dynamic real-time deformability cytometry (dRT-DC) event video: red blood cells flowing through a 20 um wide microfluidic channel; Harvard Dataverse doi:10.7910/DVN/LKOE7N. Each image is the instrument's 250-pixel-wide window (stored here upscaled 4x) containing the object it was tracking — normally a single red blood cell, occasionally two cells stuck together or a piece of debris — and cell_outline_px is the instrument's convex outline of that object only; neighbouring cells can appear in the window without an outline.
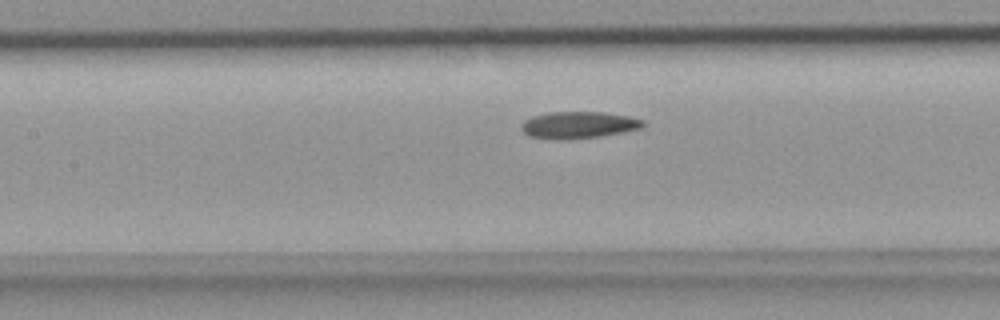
{"species": "common noctule bat (a hibernating species)", "species_latin": "Nyctalus noctula", "temperature_condition": "room temperature", "stored_images_in_passage": 8, "segment_of_instrument_passage": [2, 2], "camera_frame_rate_fps": 3000, "um_per_image_px": 0.085, "animal": {"sex": "female", "body_mass_g": 18.4}, "frame": {"image": 1, "passage_image": 8, "time_ms": 2.333, "image_size_px": [1000, 320], "cell_outline_px": [[644, 128], [600, 136], [568, 140], [528, 136], [520, 128], [520, 124], [524, 120], [532, 116], [548, 112], [604, 112], [628, 116], [644, 120]], "centroid_in_image_um": [49.17, 10.62], "position_along_channel_um": 158.2, "area_um2": 19.13}}